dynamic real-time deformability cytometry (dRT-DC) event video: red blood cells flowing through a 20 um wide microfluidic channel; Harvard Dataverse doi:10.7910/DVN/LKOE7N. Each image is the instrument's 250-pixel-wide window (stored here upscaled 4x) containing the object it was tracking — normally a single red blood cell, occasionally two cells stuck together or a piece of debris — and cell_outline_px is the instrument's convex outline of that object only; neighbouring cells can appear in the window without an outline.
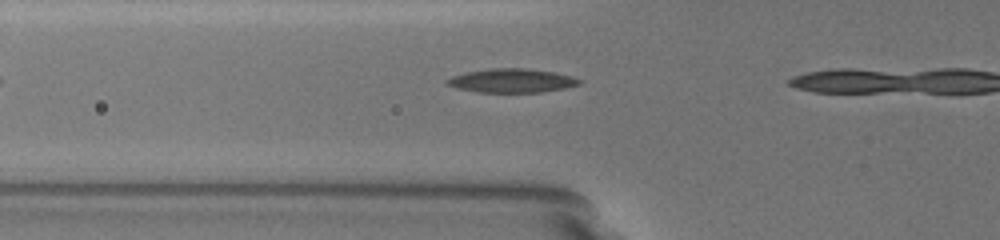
{"species": "common noctule bat (a hibernating species)", "species_latin": "Nyctalus noctula", "temperature_condition": "warm", "stored_images_in_passage": 7, "camera_frame_rate_fps": 3000, "um_per_image_px": 0.085, "animal": {"sex": "female", "body_mass_g": 19.5, "forearm_length_mm": 54.1}, "frame": {"image": 1, "passage_image": 3, "time_ms": 1.333, "image_size_px": [1000, 240], "cell_outline_px": [[580, 84], [564, 88], [544, 92], [476, 92], [456, 88], [444, 84], [444, 80], [452, 76], [468, 72], [496, 68], [524, 68], [552, 72], [572, 76], [580, 80]], "centroid_in_image_um": [43.45, 6.86], "position_along_channel_um": 82.3, "area_um2": 18.26}}
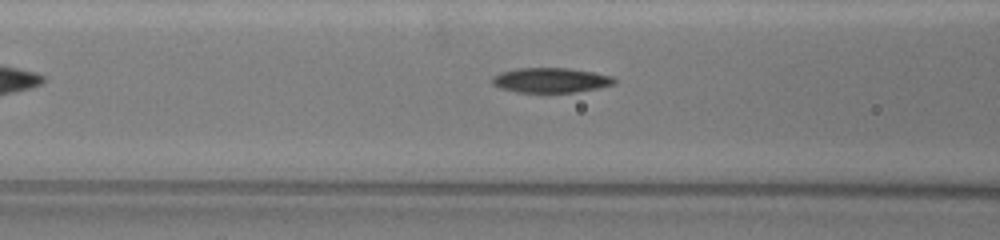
{"frame": {"image": 2, "passage_image": 5, "time_ms": 2.333, "image_size_px": [1000, 240], "cell_outline_px": [[616, 84], [600, 88], [576, 92], [516, 92], [500, 88], [492, 84], [492, 76], [500, 72], [520, 68], [564, 68], [592, 72], [612, 76], [616, 80]], "centroid_in_image_um": [46.81, 6.82], "position_along_channel_um": 119.8, "area_um2": 17.69}}